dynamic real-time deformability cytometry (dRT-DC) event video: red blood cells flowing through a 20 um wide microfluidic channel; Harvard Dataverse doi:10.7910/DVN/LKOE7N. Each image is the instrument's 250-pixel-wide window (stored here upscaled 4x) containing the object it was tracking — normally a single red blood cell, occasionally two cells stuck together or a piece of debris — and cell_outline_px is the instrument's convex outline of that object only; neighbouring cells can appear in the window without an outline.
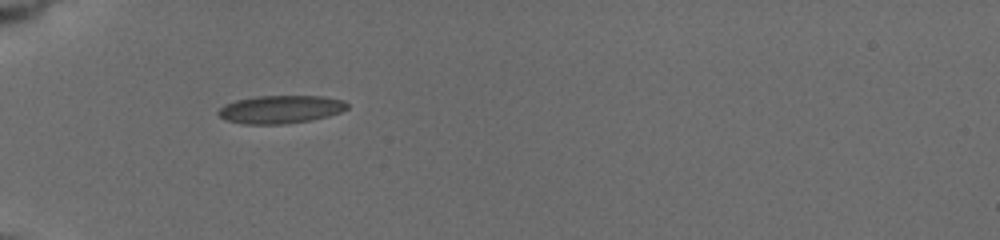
{"species": "common noctule bat (a hibernating species)", "species_latin": "Nyctalus noctula", "temperature_condition": "cold", "stored_images_in_passage": 2, "camera_frame_rate_fps": 3000, "um_per_image_px": 0.085, "animal": {"sex": "female", "body_mass_g": 19.5, "forearm_length_mm": 54.1}, "frame": {"image": 1, "passage_image": 1, "time_ms": 0.0, "image_size_px": [1000, 240], "cell_outline_px": [[348, 108], [340, 112], [328, 116], [308, 120], [284, 124], [244, 124], [228, 120], [220, 116], [216, 112], [224, 104], [236, 100], [256, 96], [324, 96], [344, 100], [348, 104]], "centroid_in_image_um": [23.85, 9.28], "position_along_channel_um": 61.1, "area_um2": 20.98}}